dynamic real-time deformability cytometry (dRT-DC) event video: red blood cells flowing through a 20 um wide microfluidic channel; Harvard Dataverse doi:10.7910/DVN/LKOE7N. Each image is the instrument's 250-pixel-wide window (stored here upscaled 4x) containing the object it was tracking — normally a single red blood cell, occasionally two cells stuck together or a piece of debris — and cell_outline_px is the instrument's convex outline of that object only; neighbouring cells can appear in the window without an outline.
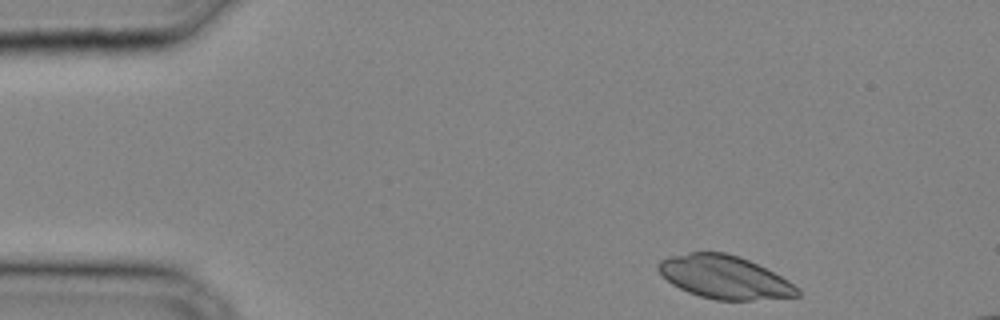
{"species": "common noctule bat (a hibernating species)", "species_latin": "Nyctalus noctula", "temperature_condition": "cold", "stored_images_in_passage": 13, "camera_frame_rate_fps": 3000, "um_per_image_px": 0.085, "animal": {"sex": "male", "body_mass_g": 20.4}, "frame": {"image": 1, "passage_image": 1, "time_ms": 0.0, "image_size_px": [1000, 320], "cell_outline_px": [[800, 296], [752, 300], [716, 300], [700, 296], [688, 292], [672, 284], [656, 268], [660, 260], [668, 256], [688, 252], [724, 252], [740, 256], [788, 280], [800, 288]], "centroid_in_image_um": [61.58, 23.56], "position_along_channel_um": 23.4, "area_um2": 34.8}}